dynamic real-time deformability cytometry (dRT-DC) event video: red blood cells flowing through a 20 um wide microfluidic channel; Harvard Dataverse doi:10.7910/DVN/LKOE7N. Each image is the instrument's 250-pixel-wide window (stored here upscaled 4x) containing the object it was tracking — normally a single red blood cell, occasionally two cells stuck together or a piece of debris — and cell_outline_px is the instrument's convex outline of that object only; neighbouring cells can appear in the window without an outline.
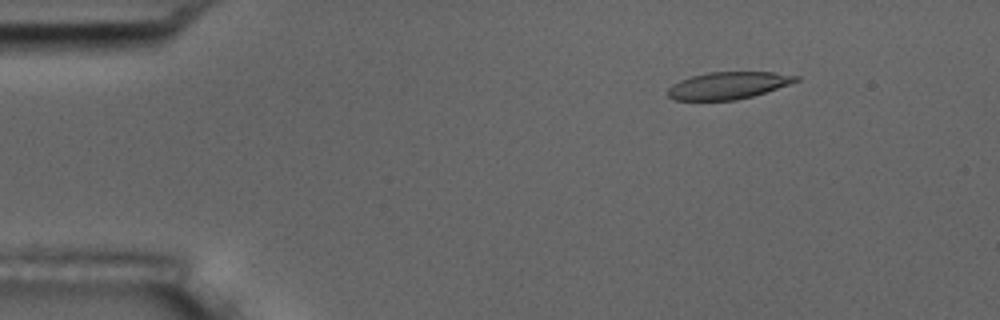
{"species": "common noctule bat (a hibernating species)", "species_latin": "Nyctalus noctula", "temperature_condition": "room temperature", "stored_images_in_passage": 8, "camera_frame_rate_fps": 3000, "um_per_image_px": 0.085, "animal": {"sex": "male", "body_mass_g": 17.5, "forearm_length_mm": 52.3}, "frame": {"image": 1, "passage_image": 1, "time_ms": 0.0, "image_size_px": [1000, 320], "cell_outline_px": [[800, 80], [752, 96], [736, 100], [672, 100], [668, 96], [668, 88], [672, 84], [680, 80], [692, 76], [708, 72], [776, 72], [800, 76]], "centroid_in_image_um": [61.87, 7.26], "position_along_channel_um": 23.1, "area_um2": 20.17}}
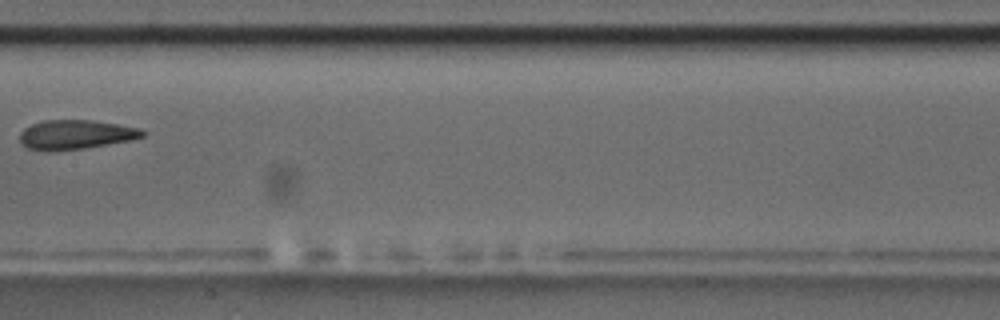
{"frame": {"image": 2, "passage_image": 7, "time_ms": 7.0, "image_size_px": [1000, 320], "cell_outline_px": [[148, 132], [144, 136], [132, 140], [84, 148], [56, 152], [48, 152], [24, 148], [20, 144], [20, 132], [24, 128], [32, 124], [44, 120], [92, 120], [140, 128]], "centroid_in_image_um": [6.39, 11.46], "position_along_channel_um": 201.0, "area_um2": 21.39}}
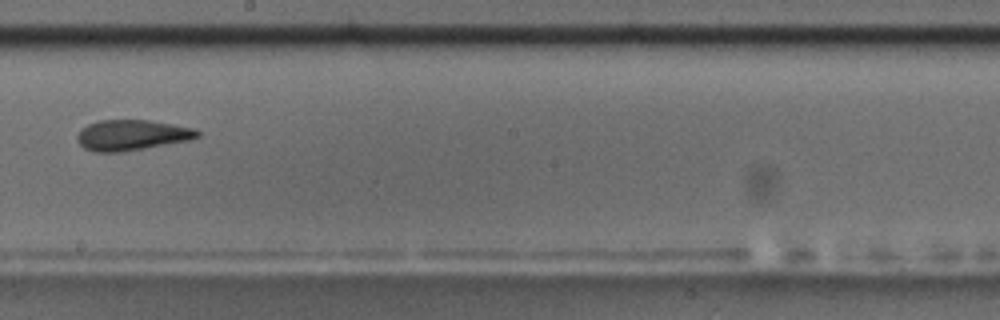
{"frame": {"image": 3, "passage_image": 8, "time_ms": 8.0, "image_size_px": [1000, 320], "cell_outline_px": [[200, 136], [188, 140], [124, 152], [96, 152], [84, 148], [76, 140], [76, 136], [80, 128], [88, 124], [100, 120], [148, 120], [172, 124], [192, 128], [200, 132]], "centroid_in_image_um": [11.15, 11.48], "position_along_channel_um": 237.1, "area_um2": 21.39}}